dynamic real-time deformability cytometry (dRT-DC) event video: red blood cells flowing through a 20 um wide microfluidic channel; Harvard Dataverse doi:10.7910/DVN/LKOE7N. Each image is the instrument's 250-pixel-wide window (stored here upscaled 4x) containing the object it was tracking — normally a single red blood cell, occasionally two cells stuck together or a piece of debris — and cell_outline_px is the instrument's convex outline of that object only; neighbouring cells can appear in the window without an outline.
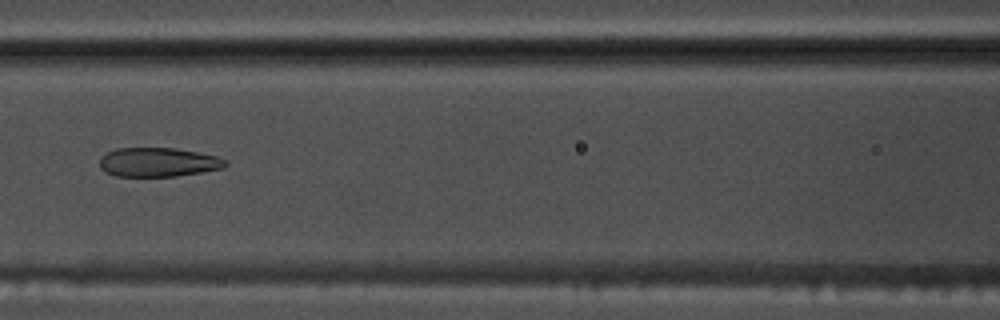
{"species": "common noctule bat (a hibernating species)", "species_latin": "Nyctalus noctula", "temperature_condition": "warm", "stored_images_in_passage": 51, "camera_frame_rate_fps": 3000, "um_per_image_px": 0.085, "animal": {"sex": "male", "body_mass_g": 17.5, "forearm_length_mm": 52.3}, "frame": {"image": 1, "passage_image": 21, "time_ms": 6.667, "image_size_px": [1000, 320], "cell_outline_px": [[228, 164], [224, 168], [176, 176], [116, 176], [104, 172], [100, 168], [100, 160], [108, 152], [116, 148], [176, 148], [216, 156], [228, 160]], "centroid_in_image_um": [13.46, 13.79], "position_along_channel_um": 153.1, "area_um2": 21.27}}
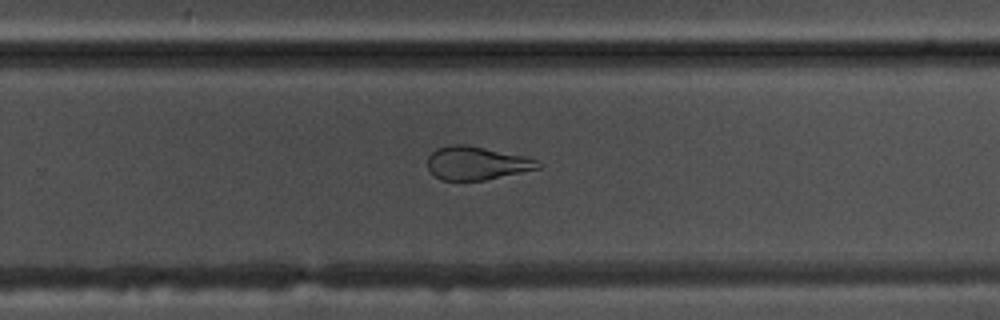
{"frame": {"image": 2, "passage_image": 32, "time_ms": 10.333, "image_size_px": [1000, 320], "cell_outline_px": [[540, 168], [484, 180], [440, 180], [428, 168], [428, 156], [436, 148], [452, 144], [468, 144], [528, 156], [536, 160], [540, 164]], "centroid_in_image_um": [40.51, 13.84], "position_along_channel_um": 289.3, "area_um2": 21.56}}
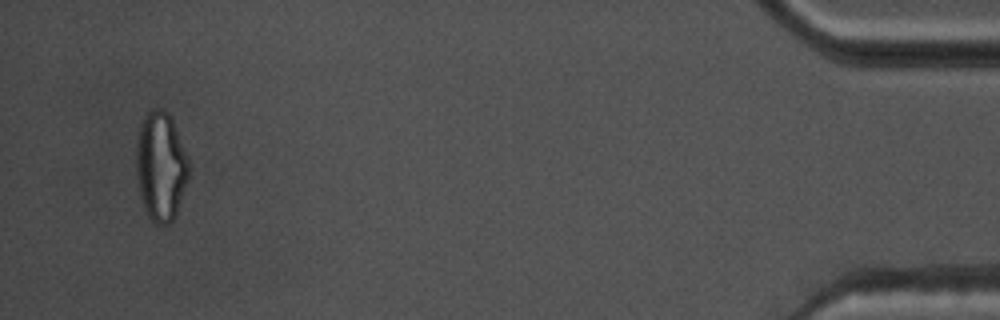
{"frame": {"image": 3, "passage_image": 49, "time_ms": 16.0, "image_size_px": [1000, 320], "cell_outline_px": [[188, 176], [176, 212], [172, 220], [168, 224], [156, 224], [148, 216], [140, 192], [136, 168], [136, 140], [140, 120], [144, 112], [152, 108], [160, 108], [168, 112], [172, 120], [188, 156]], "centroid_in_image_um": [13.64, 14.05], "position_along_channel_um": 421.6, "area_um2": 33.23}, "authors_computed_cell_mechanics": {"area_um2": 24.854, "velocity_mm_per_s": 3.7233, "shape_relaxation_time_tau1_ms": 8.3806, "shape_relaxation_time_tau2_ms": 1.9963, "deformation_change_tau1": 0.2234, "deformation_change_tau2": 0.1024}}